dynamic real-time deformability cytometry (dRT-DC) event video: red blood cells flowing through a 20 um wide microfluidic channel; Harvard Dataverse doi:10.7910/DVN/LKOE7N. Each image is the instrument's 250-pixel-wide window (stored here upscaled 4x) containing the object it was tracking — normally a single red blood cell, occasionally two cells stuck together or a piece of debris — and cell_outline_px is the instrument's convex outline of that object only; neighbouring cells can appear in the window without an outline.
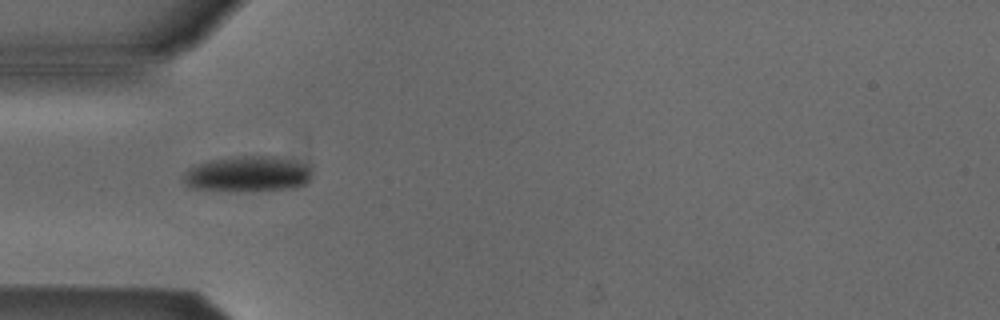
{"species": "Egyptian fruit bat (a non-hibernating species)", "species_latin": "Rousettus aegyptiacus", "temperature_condition": "cold", "stored_images_in_passage": 5, "camera_frame_rate_fps": 3000, "um_per_image_px": 0.085, "animal": {"sex": "male"}, "frame": {"image": 1, "passage_image": 4, "time_ms": 1.0, "image_size_px": [1000, 320], "cell_outline_px": [[312, 176], [304, 184], [292, 188], [192, 188], [184, 180], [184, 172], [188, 168], [196, 164], [208, 160], [240, 156], [276, 156], [296, 160], [312, 164]], "centroid_in_image_um": [21.15, 14.7], "position_along_channel_um": 63.9, "area_um2": 25.78}}
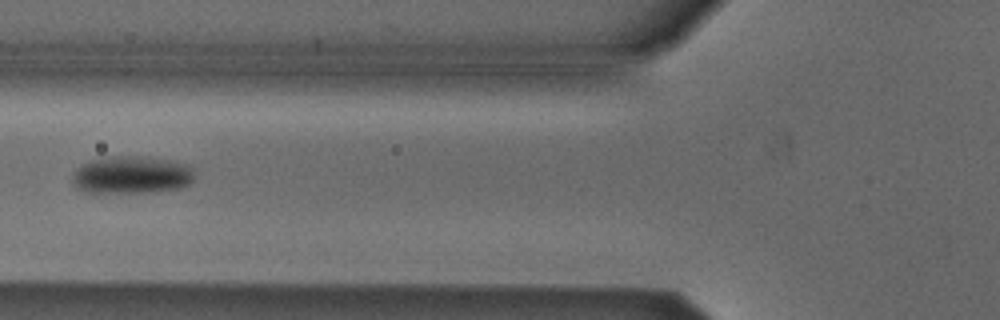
{"frame": {"image": 2, "passage_image": 5, "time_ms": 1.333, "image_size_px": [1000, 320], "cell_outline_px": [[196, 168], [192, 184], [180, 188], [156, 192], [96, 196], [80, 188], [76, 184], [72, 176], [88, 160], [104, 156], [136, 156], [172, 160]], "centroid_in_image_um": [11.23, 14.91], "position_along_channel_um": 114.6, "area_um2": 27.74}}